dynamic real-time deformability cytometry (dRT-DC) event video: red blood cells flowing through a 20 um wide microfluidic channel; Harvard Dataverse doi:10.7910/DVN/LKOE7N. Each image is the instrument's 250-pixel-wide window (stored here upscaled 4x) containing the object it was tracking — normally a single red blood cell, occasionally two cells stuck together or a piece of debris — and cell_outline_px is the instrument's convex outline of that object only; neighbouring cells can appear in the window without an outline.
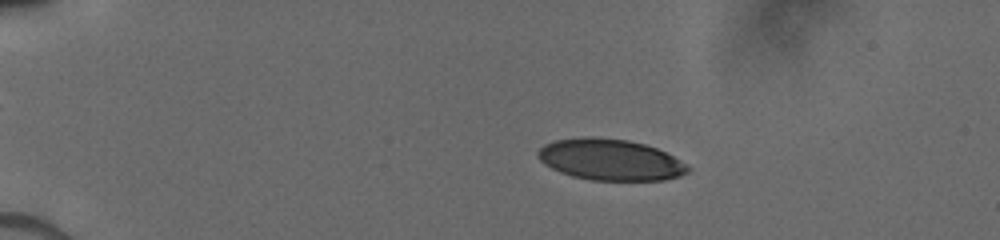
{"species": "human", "species_latin": "Homo sapiens", "temperature_condition": "cold", "stored_images_in_passage": 26, "camera_frame_rate_fps": 3000, "um_per_image_px": 0.085, "donor": {"sex": "male"}, "frame": {"image": 1, "passage_image": 22, "time_ms": 3.667, "image_size_px": [1000, 240], "cell_outline_px": [[692, 168], [688, 172], [680, 176], [664, 180], [592, 180], [572, 176], [560, 172], [544, 164], [536, 156], [536, 152], [544, 144], [552, 140], [592, 136], [628, 140], [644, 144], [656, 148], [680, 160]], "centroid_in_image_um": [51.85, 13.57], "position_along_channel_um": 33.2, "area_um2": 36.13}}